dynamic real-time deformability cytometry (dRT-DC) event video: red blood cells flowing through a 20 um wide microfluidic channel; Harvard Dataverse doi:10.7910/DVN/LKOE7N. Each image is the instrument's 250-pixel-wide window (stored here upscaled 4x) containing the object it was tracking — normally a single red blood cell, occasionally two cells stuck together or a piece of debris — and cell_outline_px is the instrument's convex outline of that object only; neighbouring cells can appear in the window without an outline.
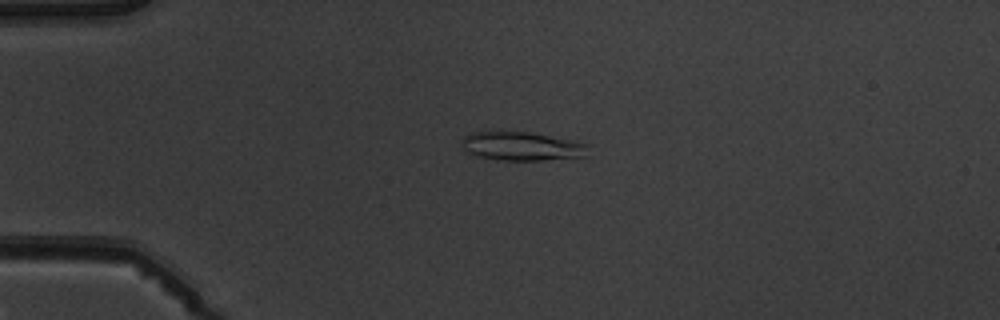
{"species": "common noctule bat (a hibernating species)", "species_latin": "Nyctalus noctula", "temperature_condition": "warm", "stored_images_in_passage": 7, "camera_frame_rate_fps": 3000, "um_per_image_px": 0.085, "animal": {"sex": "male", "body_mass_g": 19.5, "forearm_length_mm": 54.6}, "frame": {"image": 1, "passage_image": 3, "time_ms": 3.333, "image_size_px": [1000, 320], "cell_outline_px": [[588, 156], [544, 160], [496, 160], [476, 156], [468, 152], [464, 148], [464, 136], [472, 132], [500, 128], [528, 132], [572, 140], [588, 144]], "centroid_in_image_um": [44.33, 12.39], "position_along_channel_um": 40.7, "area_um2": 21.79}}
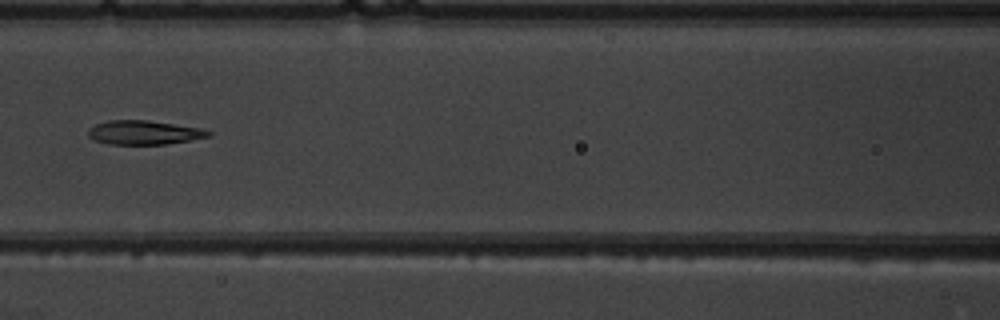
{"frame": {"image": 2, "passage_image": 6, "time_ms": 7.0, "image_size_px": [1000, 320], "cell_outline_px": [[212, 132], [208, 136], [192, 140], [164, 144], [108, 144], [96, 140], [88, 136], [88, 128], [96, 124], [108, 120], [148, 120], [200, 128]], "centroid_in_image_um": [12.21, 11.26], "position_along_channel_um": 154.4, "area_um2": 16.7}}
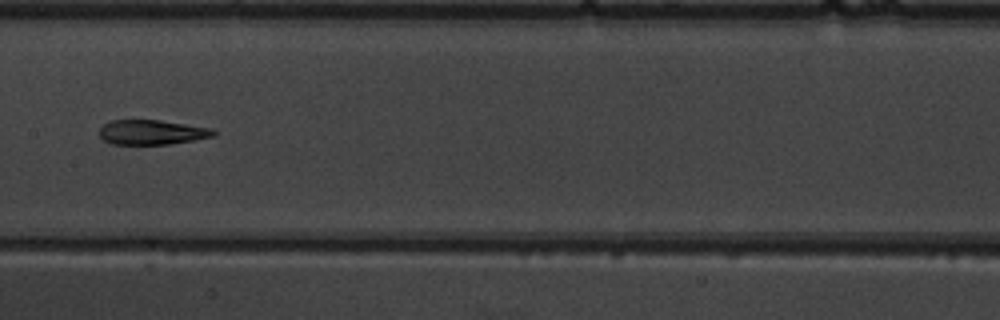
{"frame": {"image": 3, "passage_image": 7, "time_ms": 8.0, "image_size_px": [1000, 320], "cell_outline_px": [[216, 136], [168, 144], [112, 144], [104, 140], [100, 136], [100, 128], [104, 124], [112, 120], [160, 120], [212, 128], [216, 132]], "centroid_in_image_um": [12.92, 11.24], "position_along_channel_um": 194.5, "area_um2": 16.36}}